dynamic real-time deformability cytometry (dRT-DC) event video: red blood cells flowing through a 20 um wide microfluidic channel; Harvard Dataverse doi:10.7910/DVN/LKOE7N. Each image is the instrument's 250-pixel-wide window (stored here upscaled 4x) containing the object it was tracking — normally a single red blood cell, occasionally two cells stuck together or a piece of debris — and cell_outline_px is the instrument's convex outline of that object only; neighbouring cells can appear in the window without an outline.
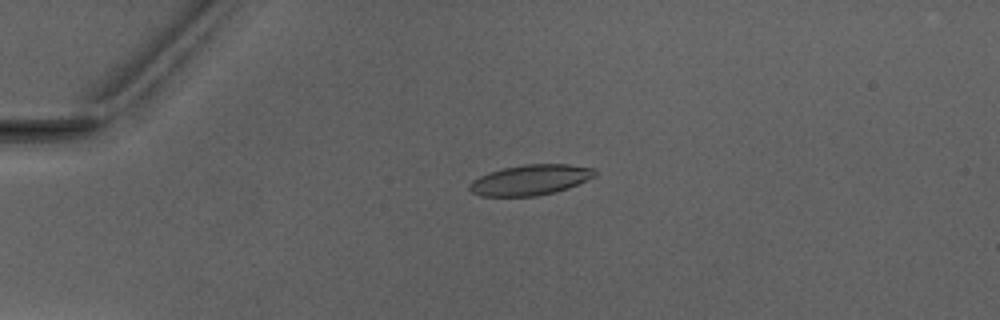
{"species": "Egyptian fruit bat (a non-hibernating species)", "species_latin": "Rousettus aegyptiacus", "temperature_condition": "warm", "stored_images_in_passage": 2, "camera_frame_rate_fps": 3000, "um_per_image_px": 0.085, "animal": {"sex": "male"}, "frame": {"image": 1, "passage_image": 1, "time_ms": 0.0, "image_size_px": [1000, 320], "cell_outline_px": [[596, 176], [568, 188], [536, 196], [480, 196], [472, 192], [468, 188], [468, 184], [472, 180], [480, 176], [504, 168], [524, 164], [568, 164], [596, 168]], "centroid_in_image_um": [45.09, 15.29], "position_along_channel_um": 39.9, "area_um2": 22.14}}